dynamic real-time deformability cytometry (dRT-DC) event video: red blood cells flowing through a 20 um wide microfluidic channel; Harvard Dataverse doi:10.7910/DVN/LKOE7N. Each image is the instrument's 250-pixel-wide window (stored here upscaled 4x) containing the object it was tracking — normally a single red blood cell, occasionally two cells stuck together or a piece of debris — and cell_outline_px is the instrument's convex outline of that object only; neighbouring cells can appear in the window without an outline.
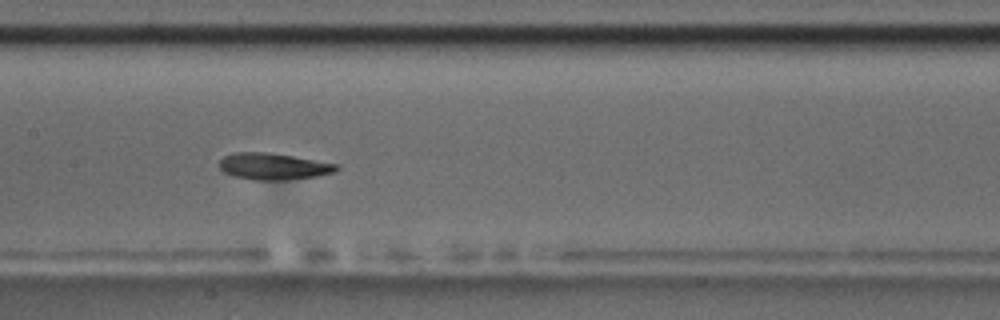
{"species": "common noctule bat (a hibernating species)", "species_latin": "Nyctalus noctula", "temperature_condition": "room temperature", "stored_images_in_passage": 9, "camera_frame_rate_fps": 3000, "um_per_image_px": 0.085, "animal": {"sex": "male", "body_mass_g": 17.5, "forearm_length_mm": 52.3}, "frame": {"image": 1, "passage_image": 8, "time_ms": 8.0, "image_size_px": [1000, 320], "cell_outline_px": [[340, 168], [332, 172], [316, 176], [284, 180], [252, 180], [232, 176], [224, 172], [220, 168], [220, 160], [224, 156], [236, 152], [264, 152], [292, 156], [340, 164]], "centroid_in_image_um": [23.23, 14.14], "position_along_channel_um": 184.2, "area_um2": 18.09}}